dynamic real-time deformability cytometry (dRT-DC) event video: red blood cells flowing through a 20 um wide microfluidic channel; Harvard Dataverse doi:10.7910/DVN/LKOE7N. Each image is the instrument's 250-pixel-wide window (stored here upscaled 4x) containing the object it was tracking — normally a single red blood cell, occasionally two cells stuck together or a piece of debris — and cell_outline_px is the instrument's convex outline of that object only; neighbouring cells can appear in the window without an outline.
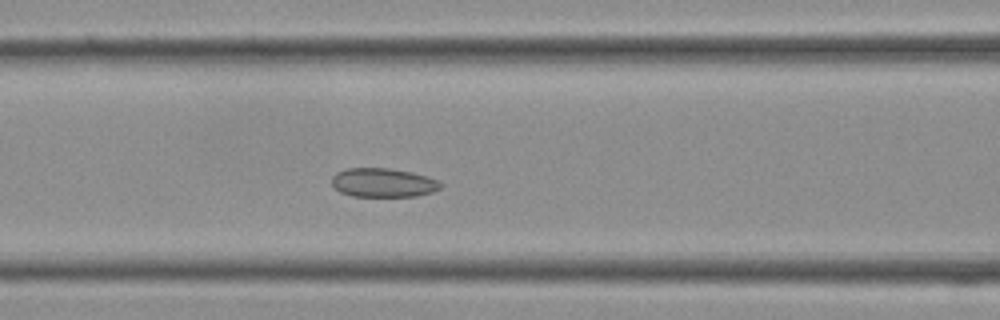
{"species": "Egyptian fruit bat (a non-hibernating species)", "species_latin": "Rousettus aegyptiacus", "temperature_condition": "cold", "stored_images_in_passage": 37, "camera_frame_rate_fps": 3000, "um_per_image_px": 0.085, "frame": {"image": 1, "passage_image": 14, "time_ms": 4.333, "image_size_px": [1000, 320], "cell_outline_px": [[444, 184], [440, 188], [432, 192], [416, 196], [352, 196], [340, 192], [332, 184], [332, 176], [336, 172], [344, 168], [388, 168], [412, 172], [428, 176]], "centroid_in_image_um": [32.56, 15.52], "position_along_channel_um": 134.0, "area_um2": 18.44}}
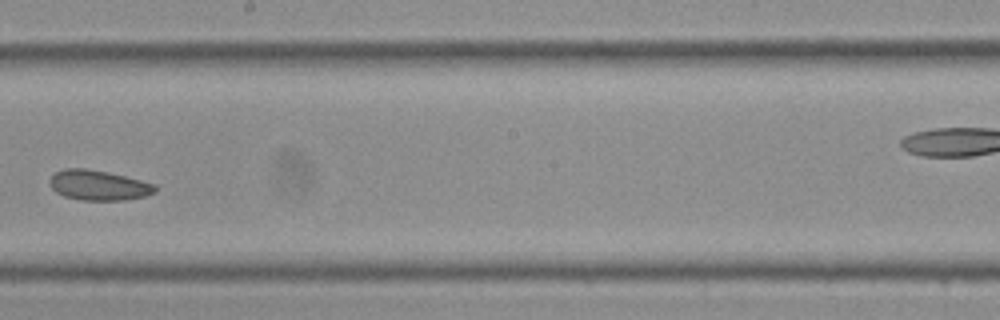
{"frame": {"image": 2, "passage_image": 20, "time_ms": 6.333, "image_size_px": [1000, 320], "cell_outline_px": [[156, 192], [144, 196], [124, 200], [80, 200], [64, 196], [56, 192], [52, 188], [48, 180], [56, 172], [64, 168], [84, 168], [108, 172], [156, 184]], "centroid_in_image_um": [8.36, 15.74], "position_along_channel_um": 239.8, "area_um2": 18.44}}
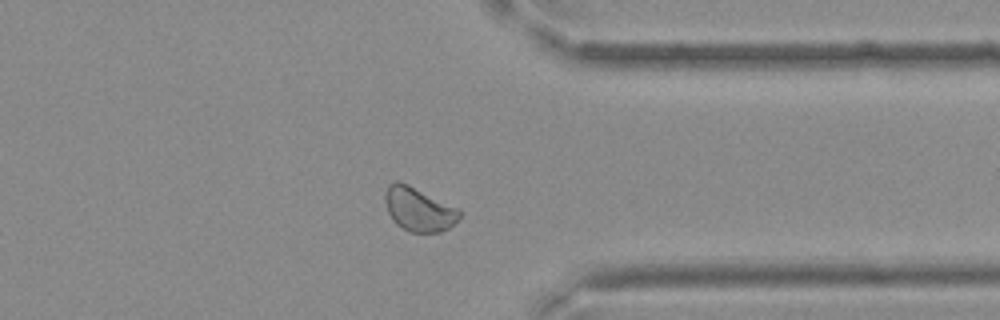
{"frame": {"image": 3, "passage_image": 28, "time_ms": 9.0, "image_size_px": [1000, 320], "cell_outline_px": [[464, 212], [448, 228], [440, 232], [408, 232], [396, 224], [392, 220], [388, 212], [384, 200], [384, 196], [388, 184], [396, 180], [408, 184], [460, 208]], "centroid_in_image_um": [35.59, 17.78], "position_along_channel_um": 375.8, "area_um2": 19.25}}